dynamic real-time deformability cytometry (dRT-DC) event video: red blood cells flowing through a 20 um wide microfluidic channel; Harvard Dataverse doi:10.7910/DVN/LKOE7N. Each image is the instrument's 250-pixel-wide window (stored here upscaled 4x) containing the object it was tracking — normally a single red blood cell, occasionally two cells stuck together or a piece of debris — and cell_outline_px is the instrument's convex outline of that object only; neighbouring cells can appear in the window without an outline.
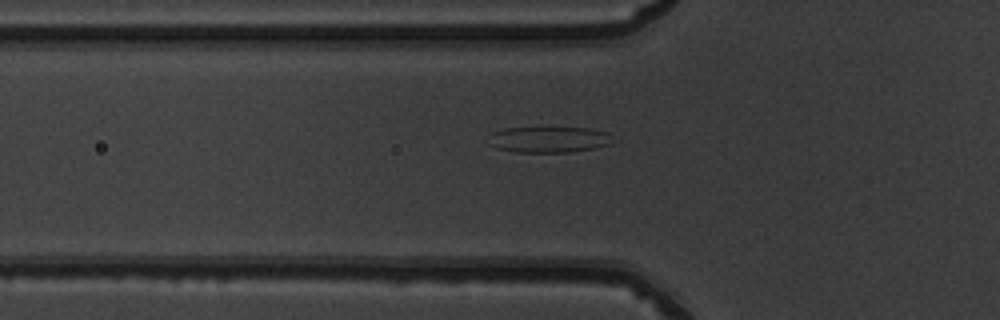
{"species": "common noctule bat (a hibernating species)", "species_latin": "Nyctalus noctula", "temperature_condition": "warm", "stored_images_in_passage": 39, "camera_frame_rate_fps": 3000, "um_per_image_px": 0.085, "animal": {"sex": "male", "body_mass_g": 19.5, "forearm_length_mm": 54.6}, "frame": {"image": 1, "passage_image": 8, "time_ms": 2.333, "image_size_px": [1000, 320], "cell_outline_px": [[612, 144], [596, 148], [568, 152], [516, 152], [496, 148], [488, 144], [492, 132], [504, 128], [588, 128], [608, 132]], "centroid_in_image_um": [46.64, 11.86], "position_along_channel_um": 79.2, "area_um2": 18.73}}
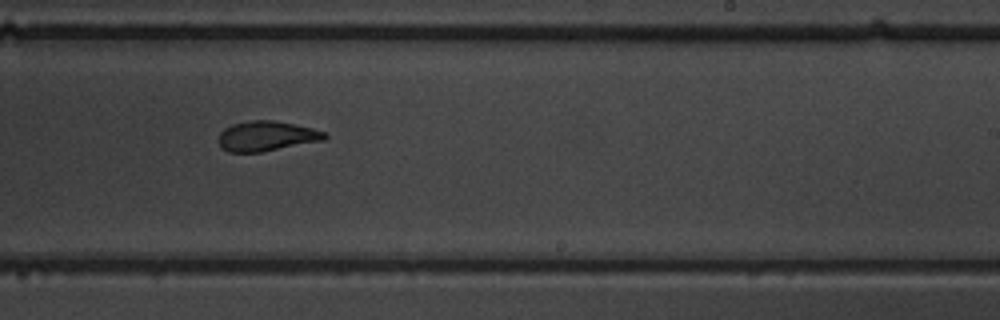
{"frame": {"image": 2, "passage_image": 22, "time_ms": 7.0, "image_size_px": [1000, 320], "cell_outline_px": [[328, 136], [324, 140], [260, 152], [228, 152], [220, 148], [220, 132], [224, 128], [232, 124], [252, 120], [272, 120], [312, 128], [324, 132]], "centroid_in_image_um": [22.63, 11.57], "position_along_channel_um": 266.4, "area_um2": 18.32}}
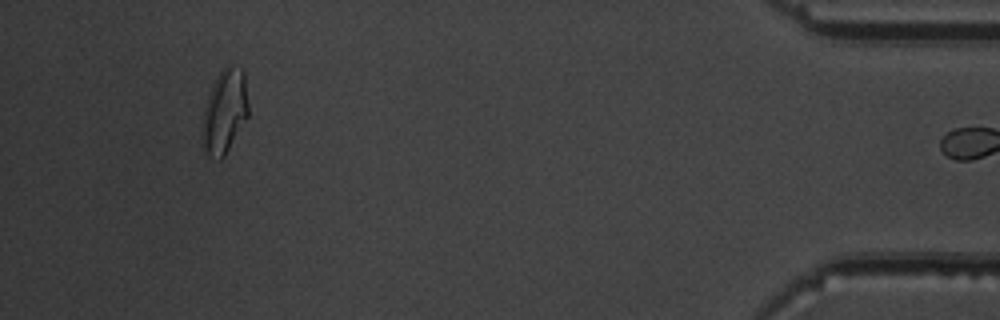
{"frame": {"image": 3, "passage_image": 38, "time_ms": 12.333, "image_size_px": [1000, 320], "cell_outline_px": [[248, 116], [224, 156], [220, 160], [208, 156], [204, 148], [200, 136], [200, 132], [204, 108], [212, 84], [216, 76], [228, 64], [244, 72], [248, 104]], "centroid_in_image_um": [19.06, 9.51], "position_along_channel_um": 416.1, "area_um2": 22.54}, "authors_computed_cell_mechanics": {"area_um2": 18.9006, "velocity_mm_per_s": 4.0075, "shape_relaxation_time_tau1_ms": 8.6039, "shape_relaxation_time_tau2_ms": 1.7258, "deformation_change_tau1": 0.2347, "deformation_change_tau2": 0.0835}}